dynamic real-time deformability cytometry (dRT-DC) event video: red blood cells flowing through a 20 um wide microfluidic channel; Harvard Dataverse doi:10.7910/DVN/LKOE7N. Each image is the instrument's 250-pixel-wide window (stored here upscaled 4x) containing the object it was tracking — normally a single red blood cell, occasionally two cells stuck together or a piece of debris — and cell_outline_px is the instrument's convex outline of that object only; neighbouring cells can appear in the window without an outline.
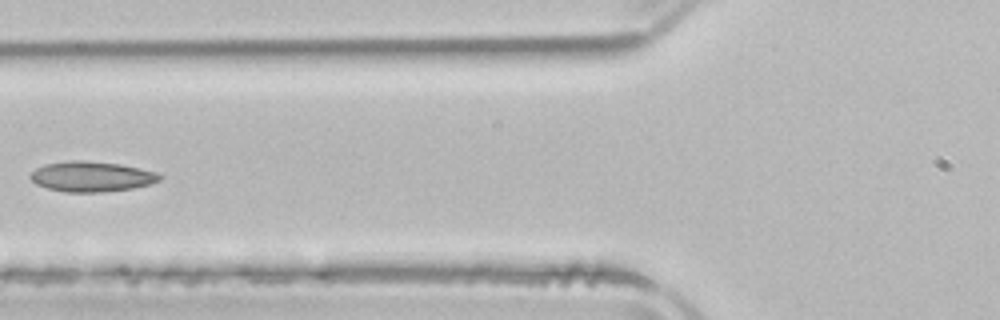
{"species": "common noctule bat (a hibernating species)", "species_latin": "Nyctalus noctula", "temperature_condition": "room temperature", "stored_images_in_passage": 5, "camera_frame_rate_fps": 3000, "um_per_image_px": 0.085, "animal": {"sex": "male", "body_mass_g": 21.5, "forearm_length_mm": 52.0}, "frame": {"image": 1, "passage_image": 5, "time_ms": 5.667, "image_size_px": [1000, 320], "cell_outline_px": [[164, 176], [160, 180], [148, 184], [132, 188], [100, 192], [64, 192], [48, 188], [36, 184], [28, 176], [36, 168], [44, 164], [68, 160], [84, 160], [120, 164], [140, 168], [156, 172]], "centroid_in_image_um": [7.76, 14.99], "position_along_channel_um": 118.0, "area_um2": 22.83}}